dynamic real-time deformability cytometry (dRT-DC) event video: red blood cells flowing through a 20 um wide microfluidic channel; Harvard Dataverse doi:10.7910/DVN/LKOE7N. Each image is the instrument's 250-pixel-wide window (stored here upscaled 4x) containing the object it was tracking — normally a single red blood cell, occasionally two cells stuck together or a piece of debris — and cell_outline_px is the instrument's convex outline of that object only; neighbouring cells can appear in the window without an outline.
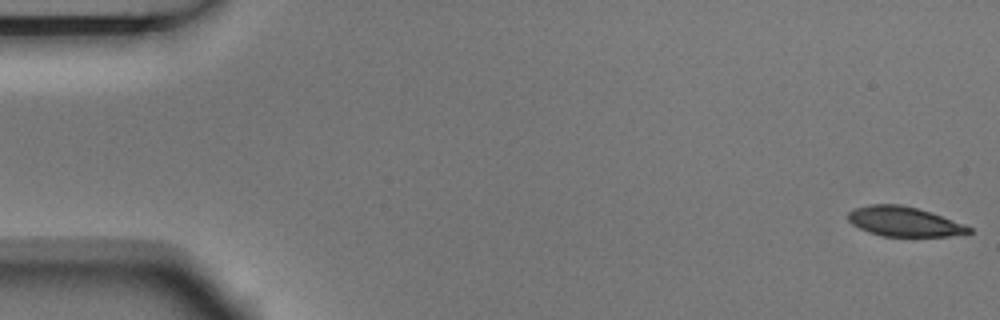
{"species": "Egyptian fruit bat (a non-hibernating species)", "species_latin": "Rousettus aegyptiacus", "temperature_condition": "room temperature", "stored_images_in_passage": 7, "camera_frame_rate_fps": 3000, "um_per_image_px": 0.085, "animal": {"sex": "male"}, "frame": {"image": 1, "passage_image": 1, "time_ms": 0.0, "image_size_px": [1000, 320], "cell_outline_px": [[972, 232], [948, 236], [884, 236], [868, 232], [852, 224], [848, 220], [848, 212], [852, 208], [868, 204], [900, 204], [932, 212], [972, 228]], "centroid_in_image_um": [76.79, 18.82], "position_along_channel_um": 8.2, "area_um2": 20.81}}
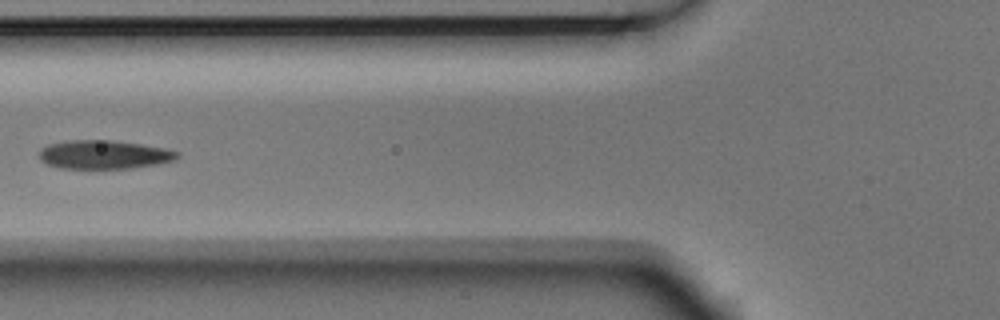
{"frame": {"image": 2, "passage_image": 6, "time_ms": 1.667, "image_size_px": [1000, 320], "cell_outline_px": [[180, 156], [176, 160], [156, 164], [132, 168], [60, 168], [48, 164], [40, 160], [40, 148], [48, 144], [72, 140], [108, 140], [140, 144], [168, 148], [180, 152]], "centroid_in_image_um": [8.88, 13.14], "position_along_channel_um": 116.9, "area_um2": 23.06}}
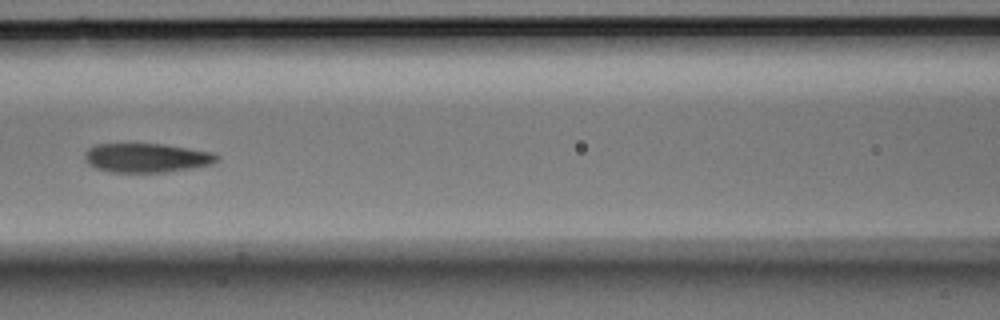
{"frame": {"image": 3, "passage_image": 7, "time_ms": 2.0, "image_size_px": [1000, 320], "cell_outline_px": [[220, 156], [212, 164], [192, 168], [164, 172], [112, 172], [96, 168], [88, 164], [84, 160], [84, 152], [88, 148], [96, 144], [164, 144], [212, 152]], "centroid_in_image_um": [12.43, 13.41], "position_along_channel_um": 154.2, "area_um2": 22.43}}